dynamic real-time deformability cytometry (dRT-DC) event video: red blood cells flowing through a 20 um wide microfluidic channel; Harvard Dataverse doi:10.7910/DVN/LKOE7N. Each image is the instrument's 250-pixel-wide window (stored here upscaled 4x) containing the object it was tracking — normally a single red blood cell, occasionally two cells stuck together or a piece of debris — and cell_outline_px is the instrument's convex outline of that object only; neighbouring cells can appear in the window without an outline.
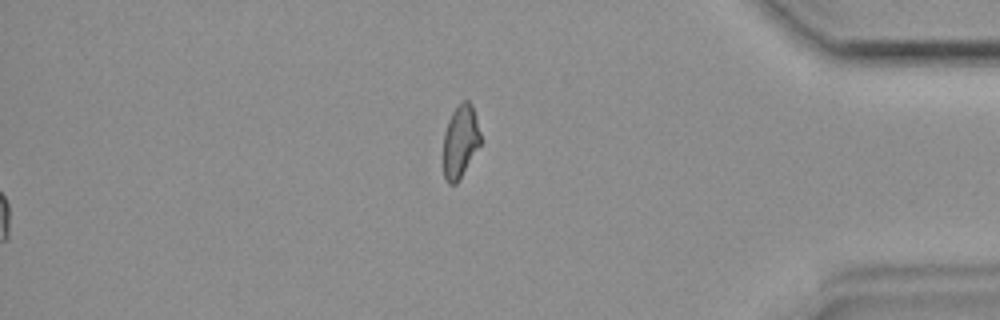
{"species": "common noctule bat (a hibernating species)", "species_latin": "Nyctalus noctula", "temperature_condition": "room temperature", "stored_images_in_passage": 49, "segment_of_instrument_passage": [2, 2], "camera_frame_rate_fps": 3000, "um_per_image_px": 0.085, "animal": {"sex": "female", "body_mass_g": 19.9}, "frame": {"image": 1, "passage_image": 49, "time_ms": 16.0, "image_size_px": [1000, 320], "cell_outline_px": [[480, 144], [456, 184], [448, 184], [444, 176], [444, 132], [448, 120], [452, 112], [460, 100], [468, 100], [472, 104], [480, 132]], "centroid_in_image_um": [39.11, 11.97], "position_along_channel_um": 396.1, "area_um2": 15.61}}